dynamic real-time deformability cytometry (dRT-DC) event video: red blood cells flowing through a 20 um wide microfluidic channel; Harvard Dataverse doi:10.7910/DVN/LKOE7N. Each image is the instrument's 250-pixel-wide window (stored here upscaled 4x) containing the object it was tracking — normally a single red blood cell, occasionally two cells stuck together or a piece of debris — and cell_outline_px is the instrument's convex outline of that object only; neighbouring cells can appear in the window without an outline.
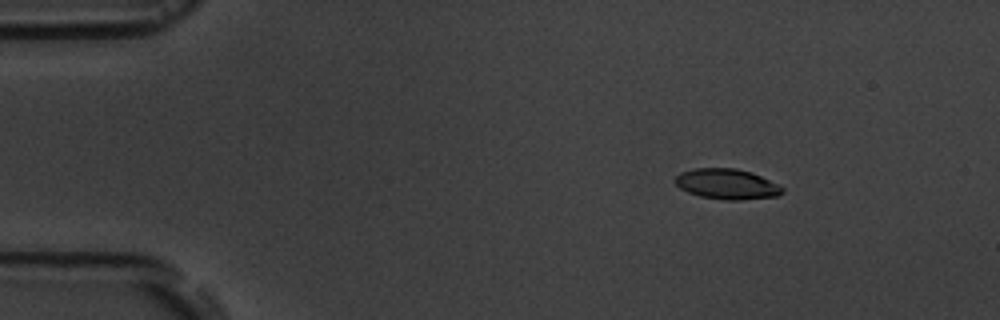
{"species": "common noctule bat (a hibernating species)", "species_latin": "Nyctalus noctula", "temperature_condition": "room temperature", "stored_images_in_passage": 4, "camera_frame_rate_fps": 3000, "um_per_image_px": 0.085, "animal": {"sex": "male", "body_mass_g": 19.5, "forearm_length_mm": 54.6}, "frame": {"image": 1, "passage_image": 2, "time_ms": 2.0, "image_size_px": [1000, 320], "cell_outline_px": [[784, 192], [776, 196], [740, 200], [724, 200], [700, 196], [688, 192], [680, 188], [676, 184], [676, 176], [680, 172], [696, 168], [736, 168], [752, 172], [784, 188]], "centroid_in_image_um": [61.78, 15.64], "position_along_channel_um": 23.2, "area_um2": 18.84}}